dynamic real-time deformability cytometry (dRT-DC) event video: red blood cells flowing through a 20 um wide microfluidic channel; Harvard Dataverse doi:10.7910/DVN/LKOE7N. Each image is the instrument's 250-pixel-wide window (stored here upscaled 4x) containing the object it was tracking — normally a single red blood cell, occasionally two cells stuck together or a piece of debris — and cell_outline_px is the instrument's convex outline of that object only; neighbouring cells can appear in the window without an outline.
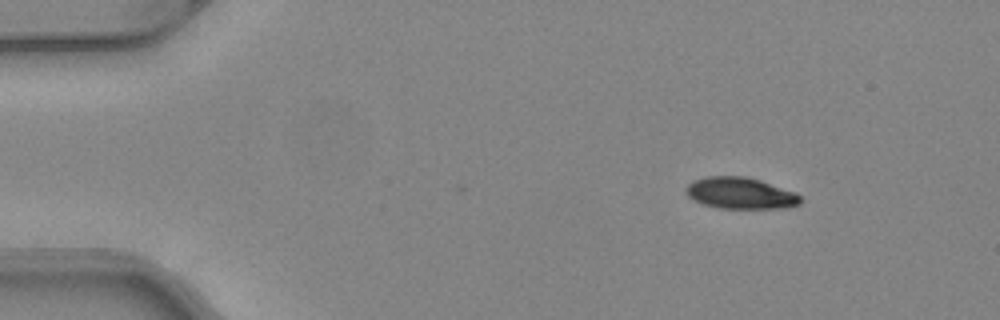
{"species": "common noctule bat (a hibernating species)", "species_latin": "Nyctalus noctula", "temperature_condition": "warm", "stored_images_in_passage": 39, "camera_frame_rate_fps": 3000, "um_per_image_px": 0.085, "animal": {"sex": "female", "body_mass_g": 24.6, "forearm_length_mm": 56.2}, "frame": {"image": 1, "passage_image": 1, "time_ms": 0.0, "image_size_px": [1000, 320], "cell_outline_px": [[800, 204], [784, 208], [720, 208], [704, 204], [692, 200], [688, 196], [684, 188], [692, 180], [708, 176], [744, 176], [760, 180], [796, 192], [800, 196]], "centroid_in_image_um": [62.91, 16.41], "position_along_channel_um": 22.1, "area_um2": 21.04}}
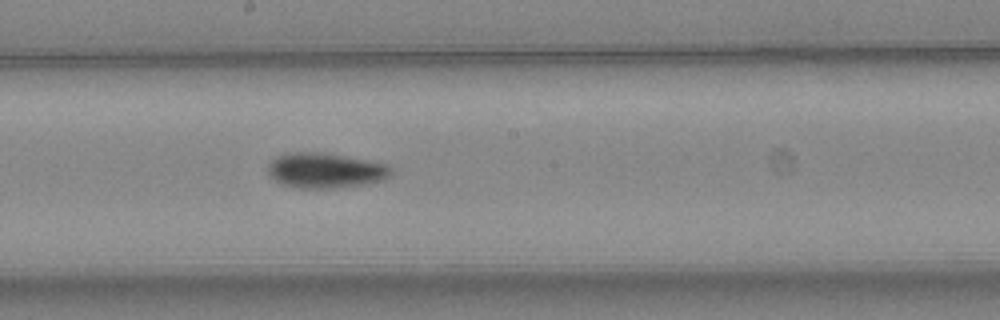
{"frame": {"image": 2, "passage_image": 22, "time_ms": 7.0, "image_size_px": [1000, 320], "cell_outline_px": [[396, 172], [384, 180], [364, 184], [332, 188], [292, 188], [280, 184], [272, 180], [268, 176], [268, 164], [276, 156], [288, 152], [324, 152], [388, 164]], "centroid_in_image_um": [27.64, 14.49], "position_along_channel_um": 220.6, "area_um2": 25.78}}
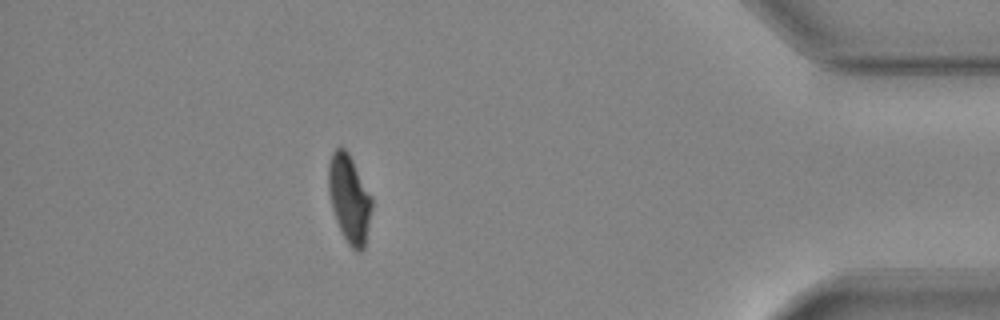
{"frame": {"image": 3, "passage_image": 39, "time_ms": 12.667, "image_size_px": [1000, 320], "cell_outline_px": [[372, 208], [364, 248], [360, 252], [356, 252], [348, 244], [336, 220], [332, 208], [328, 192], [328, 164], [332, 152], [336, 148], [344, 148], [348, 152], [372, 196]], "centroid_in_image_um": [29.69, 16.88], "position_along_channel_um": 405.5, "area_um2": 22.14}, "authors_computed_cell_mechanics": {"area_um2": 24.0448, "velocity_mm_per_s": 4.1047, "shape_relaxation_time_tau1_ms": 3.5283, "shape_relaxation_time_tau2_ms": 8.7759, "deformation_change_tau1": 0.1597, "deformation_change_tau2": 0.1182}}